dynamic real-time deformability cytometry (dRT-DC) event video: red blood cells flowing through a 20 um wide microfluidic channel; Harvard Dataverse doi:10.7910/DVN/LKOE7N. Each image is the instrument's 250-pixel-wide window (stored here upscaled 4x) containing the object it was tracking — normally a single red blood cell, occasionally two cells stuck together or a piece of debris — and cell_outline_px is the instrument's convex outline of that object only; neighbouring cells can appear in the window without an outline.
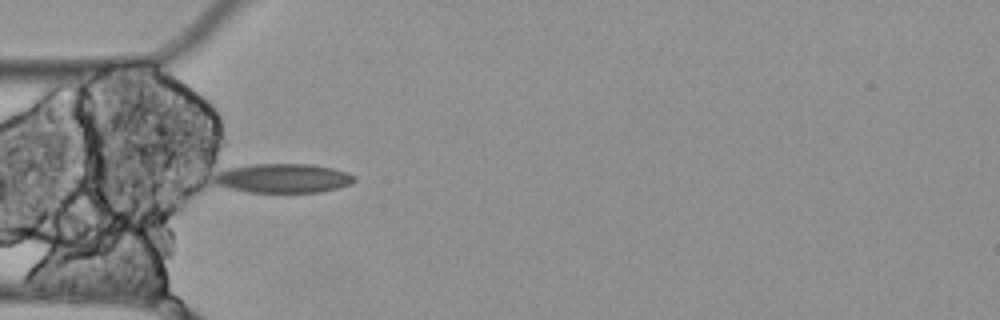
{"species": "Egyptian fruit bat (a non-hibernating species)", "species_latin": "Rousettus aegyptiacus", "temperature_condition": "cold", "stored_images_in_passage": 4, "camera_frame_rate_fps": 3000, "um_per_image_px": 0.085, "animal": {"sex": "female"}, "frame": {"image": 1, "passage_image": 1, "time_ms": 0.0, "image_size_px": [1000, 320], "cell_outline_px": [[356, 180], [348, 184], [336, 188], [320, 192], [248, 192], [228, 188], [212, 184], [212, 176], [216, 172], [228, 168], [252, 164], [312, 164], [332, 168], [348, 172], [356, 176]], "centroid_in_image_um": [23.99, 15.14], "position_along_channel_um": 61.0, "area_um2": 24.1}}
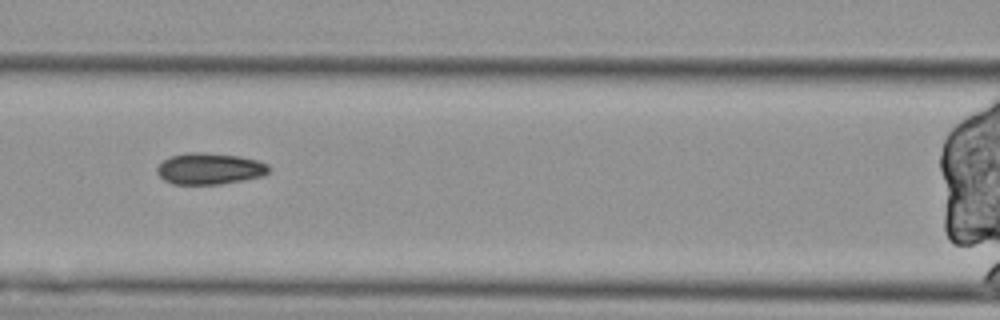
{"frame": {"image": 2, "passage_image": 3, "time_ms": 0.667, "image_size_px": [1000, 320], "cell_outline_px": [[272, 168], [264, 176], [244, 180], [220, 184], [172, 184], [164, 180], [156, 172], [156, 168], [164, 160], [172, 156], [188, 152], [204, 152], [240, 156], [256, 160], [268, 164]], "centroid_in_image_um": [17.84, 14.34], "position_along_channel_um": 148.8, "area_um2": 20.58}}
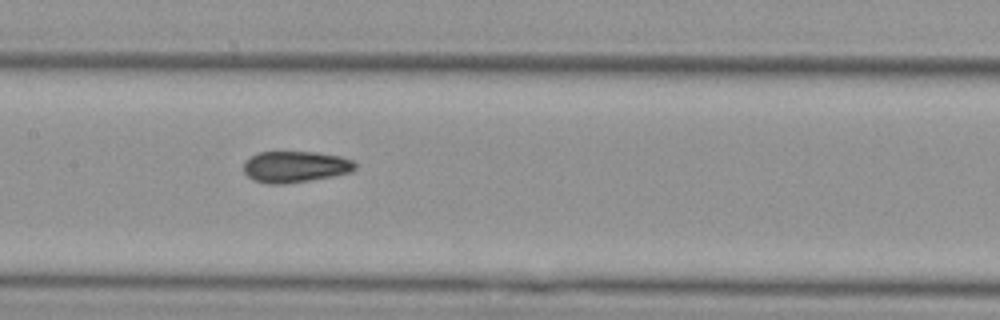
{"frame": {"image": 3, "passage_image": 4, "time_ms": 1.0, "image_size_px": [1000, 320], "cell_outline_px": [[356, 168], [352, 172], [332, 176], [284, 184], [268, 184], [256, 180], [248, 176], [244, 172], [244, 160], [260, 152], [316, 152], [340, 156], [356, 160]], "centroid_in_image_um": [25.13, 14.16], "position_along_channel_um": 182.3, "area_um2": 20.35}}